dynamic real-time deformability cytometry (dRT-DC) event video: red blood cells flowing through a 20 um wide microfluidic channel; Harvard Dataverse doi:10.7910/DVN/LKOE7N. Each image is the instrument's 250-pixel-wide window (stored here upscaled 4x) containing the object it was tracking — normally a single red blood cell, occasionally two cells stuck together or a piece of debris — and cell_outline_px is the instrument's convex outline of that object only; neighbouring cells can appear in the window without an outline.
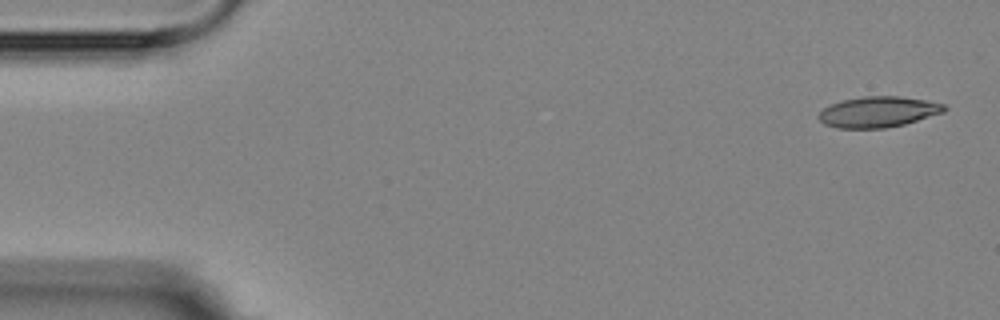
{"species": "Egyptian fruit bat (a non-hibernating species)", "species_latin": "Rousettus aegyptiacus", "temperature_condition": "room temperature", "stored_images_in_passage": 4, "camera_frame_rate_fps": 3000, "um_per_image_px": 0.085, "animal": {"sex": "female"}, "frame": {"image": 1, "passage_image": 1, "time_ms": 0.0, "image_size_px": [1000, 320], "cell_outline_px": [[948, 108], [944, 112], [904, 124], [884, 128], [836, 128], [824, 124], [816, 116], [824, 108], [832, 104], [844, 100], [864, 96], [900, 96], [924, 100], [944, 104]], "centroid_in_image_um": [74.64, 9.51], "position_along_channel_um": 10.4, "area_um2": 22.37}}